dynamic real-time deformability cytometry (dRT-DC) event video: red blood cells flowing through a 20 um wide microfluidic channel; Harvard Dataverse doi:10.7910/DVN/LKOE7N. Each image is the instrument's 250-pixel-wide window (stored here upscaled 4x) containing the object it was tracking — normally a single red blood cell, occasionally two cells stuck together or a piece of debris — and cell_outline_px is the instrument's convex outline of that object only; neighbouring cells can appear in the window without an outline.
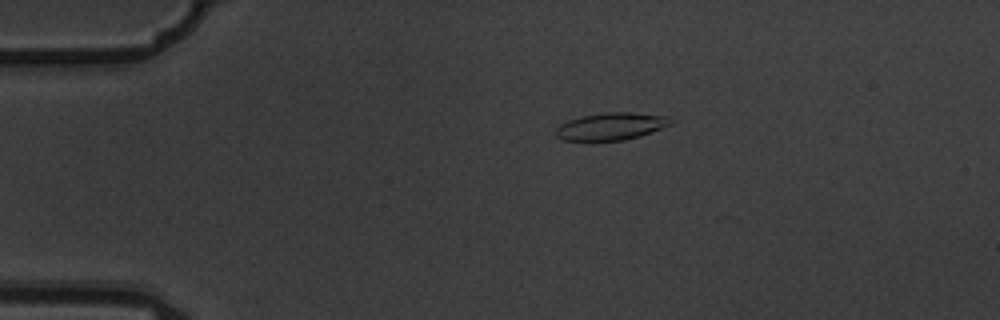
{"species": "common noctule bat (a hibernating species)", "species_latin": "Nyctalus noctula", "temperature_condition": "warm", "stored_images_in_passage": 5, "camera_frame_rate_fps": 3000, "um_per_image_px": 0.085, "animal": {"sex": "male", "body_mass_g": 19.5, "forearm_length_mm": 54.6}, "frame": {"image": 1, "passage_image": 4, "time_ms": 1.0, "image_size_px": [1000, 320], "cell_outline_px": [[676, 120], [672, 124], [640, 136], [624, 140], [564, 140], [556, 136], [556, 128], [560, 124], [568, 120], [580, 116], [604, 112], [632, 112], [668, 116]], "centroid_in_image_um": [51.98, 10.72], "position_along_channel_um": 33.0, "area_um2": 18.38}}